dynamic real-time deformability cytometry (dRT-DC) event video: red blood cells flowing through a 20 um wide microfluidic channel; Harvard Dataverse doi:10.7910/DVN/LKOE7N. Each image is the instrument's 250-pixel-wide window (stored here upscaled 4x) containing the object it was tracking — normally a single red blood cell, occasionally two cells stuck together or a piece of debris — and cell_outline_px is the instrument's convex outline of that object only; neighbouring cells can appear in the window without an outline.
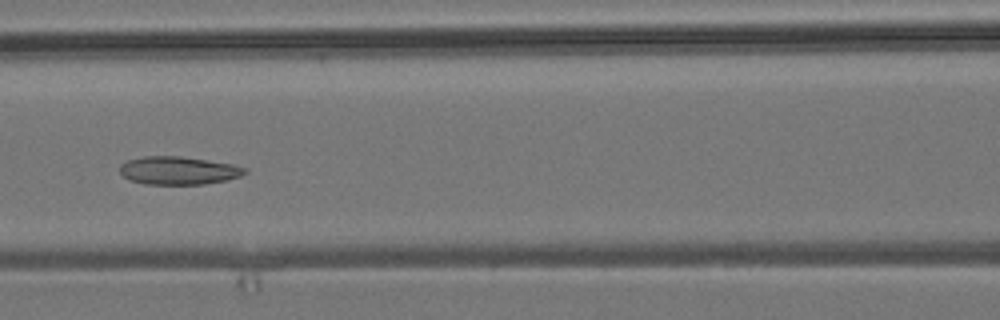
{"species": "common noctule bat (a hibernating species)", "species_latin": "Nyctalus noctula", "temperature_condition": "room temperature", "stored_images_in_passage": 3, "camera_frame_rate_fps": 3000, "um_per_image_px": 0.085, "animal": {"sex": "male", "body_mass_g": 19.2, "forearm_length_mm": 51.8}, "frame": {"image": 1, "passage_image": 3, "time_ms": 2.333, "image_size_px": [1000, 320], "cell_outline_px": [[248, 172], [240, 176], [228, 180], [204, 184], [144, 184], [128, 180], [120, 172], [120, 164], [128, 160], [144, 156], [180, 156], [232, 164], [248, 168]], "centroid_in_image_um": [15.17, 14.5], "position_along_channel_um": 151.4, "area_um2": 20.52}}